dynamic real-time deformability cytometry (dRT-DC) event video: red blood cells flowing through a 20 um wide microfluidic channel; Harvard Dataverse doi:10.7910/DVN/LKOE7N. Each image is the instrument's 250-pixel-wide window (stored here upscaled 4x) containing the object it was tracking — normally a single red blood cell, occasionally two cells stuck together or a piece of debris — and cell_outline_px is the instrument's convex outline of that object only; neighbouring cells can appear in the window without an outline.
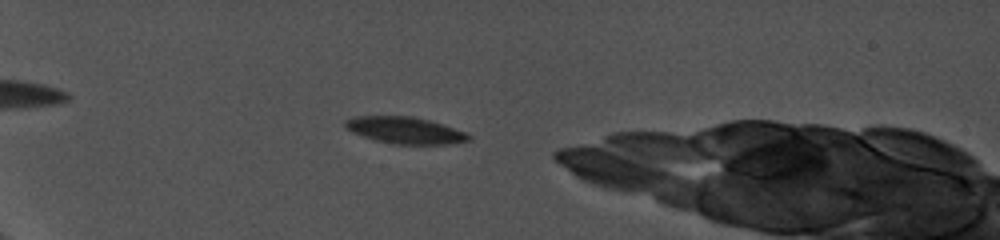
{"species": "common noctule bat (a hibernating species)", "species_latin": "Nyctalus noctula", "temperature_condition": "cold", "stored_images_in_passage": 30, "camera_frame_rate_fps": 5000, "um_per_image_px": 0.085, "animal": {"sex": "female", "body_mass_g": 19.0, "forearm_length_mm": 56.7}, "frame": {"image": 1, "passage_image": 6, "time_ms": 2.2, "image_size_px": [1000, 240], "cell_outline_px": [[472, 140], [448, 144], [392, 144], [376, 140], [352, 132], [344, 128], [344, 120], [356, 116], [412, 116], [428, 120], [468, 132], [472, 136]], "centroid_in_image_um": [34.45, 11.07], "position_along_channel_um": 50.6, "area_um2": 19.31}}
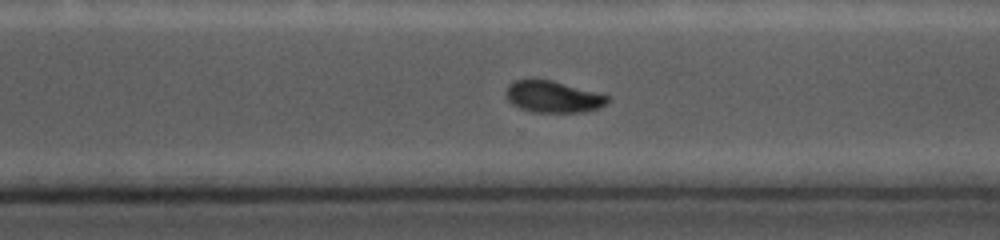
{"frame": {"image": 2, "passage_image": 24, "time_ms": 10.8, "image_size_px": [1000, 240], "cell_outline_px": [[612, 96], [608, 104], [600, 108], [584, 112], [532, 112], [520, 108], [512, 104], [508, 100], [508, 84], [516, 80], [552, 80], [604, 92]], "centroid_in_image_um": [47.16, 8.22], "position_along_channel_um": 323.4, "area_um2": 19.13}}
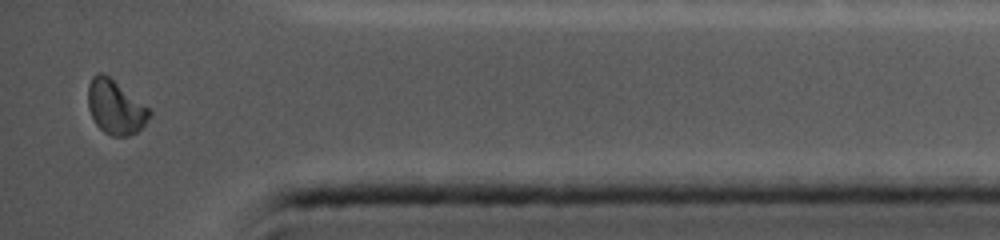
{"frame": {"image": 3, "passage_image": 30, "time_ms": 13.6, "image_size_px": [1000, 240], "cell_outline_px": [[152, 112], [144, 124], [136, 132], [128, 136], [112, 136], [104, 132], [96, 124], [88, 108], [88, 84], [92, 76], [96, 72], [100, 72], [108, 76], [148, 108]], "centroid_in_image_um": [9.77, 9.11], "position_along_channel_um": 425.4, "area_um2": 18.96}, "authors_computed_cell_mechanics": {"area_um2": 19.8543, "velocity_mm_per_s": 3.7841, "shape_relaxation_time_tau1_ms": null, "shape_relaxation_time_tau2_ms": 3.7952, "deformation_change_tau1": null, "deformation_change_tau2": 0.0513}}